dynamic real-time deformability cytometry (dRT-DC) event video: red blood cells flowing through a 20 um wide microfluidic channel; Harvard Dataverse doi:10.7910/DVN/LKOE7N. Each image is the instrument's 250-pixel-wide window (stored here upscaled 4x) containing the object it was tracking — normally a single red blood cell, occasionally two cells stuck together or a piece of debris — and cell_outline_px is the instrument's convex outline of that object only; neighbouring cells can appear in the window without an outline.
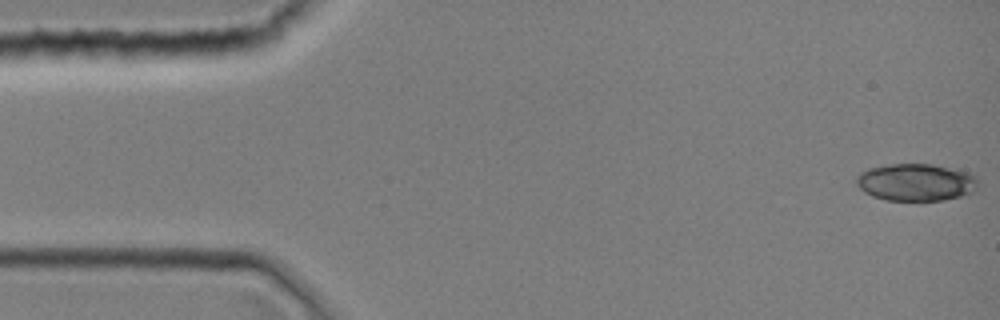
{"species": "common noctule bat (a hibernating species)", "species_latin": "Nyctalus noctula", "temperature_condition": "room temperature", "stored_images_in_passage": 11, "camera_frame_rate_fps": 3000, "um_per_image_px": 0.085, "animal": {"sex": "female", "body_mass_g": 19.0, "forearm_length_mm": 51.5}, "frame": {"image": 1, "passage_image": 1, "time_ms": 0.0, "image_size_px": [1000, 320], "cell_outline_px": [[976, 188], [972, 192], [960, 196], [944, 200], [888, 200], [872, 196], [864, 192], [856, 184], [856, 176], [860, 172], [868, 168], [888, 164], [932, 164], [968, 172], [976, 176]], "centroid_in_image_um": [77.81, 15.48], "position_along_channel_um": 7.2, "area_um2": 26.36}}
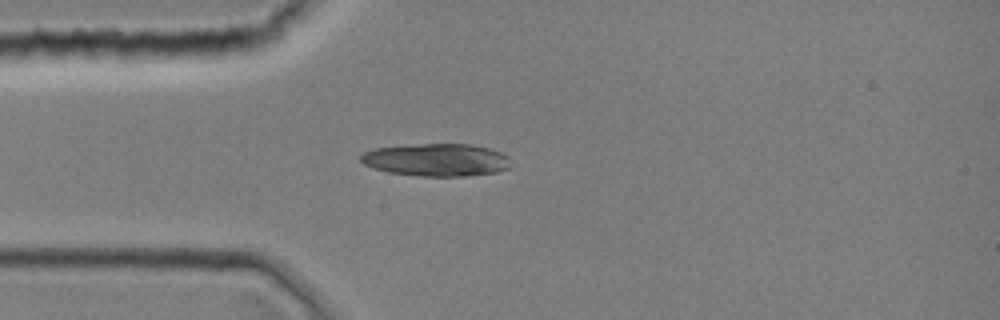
{"frame": {"image": 2, "passage_image": 10, "time_ms": 3.0, "image_size_px": [1000, 320], "cell_outline_px": [[508, 168], [496, 172], [464, 176], [424, 176], [388, 172], [364, 164], [360, 160], [360, 156], [364, 152], [372, 148], [424, 144], [472, 144], [488, 148], [500, 152], [508, 156]], "centroid_in_image_um": [37.08, 13.58], "position_along_channel_um": 47.9, "area_um2": 28.21}}